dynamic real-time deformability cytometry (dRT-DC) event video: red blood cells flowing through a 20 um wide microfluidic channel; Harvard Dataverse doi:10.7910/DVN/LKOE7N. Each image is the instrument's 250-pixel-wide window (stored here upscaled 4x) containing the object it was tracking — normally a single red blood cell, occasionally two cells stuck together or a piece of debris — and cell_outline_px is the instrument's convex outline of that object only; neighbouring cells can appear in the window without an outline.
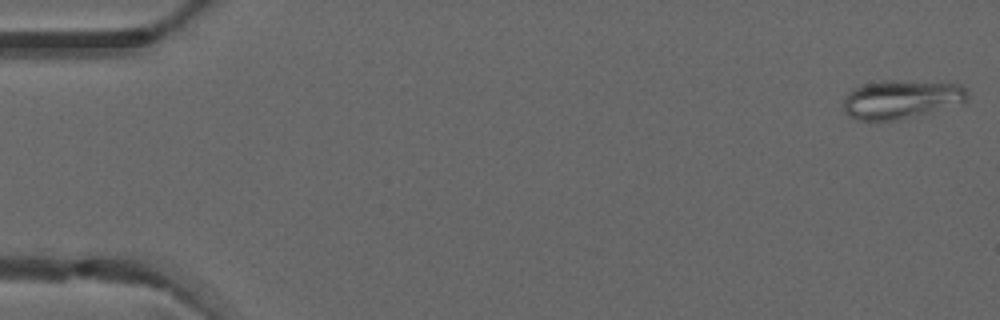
{"species": "common noctule bat (a hibernating species)", "species_latin": "Nyctalus noctula", "temperature_condition": "warm", "stored_images_in_passage": 5, "camera_frame_rate_fps": 3000, "um_per_image_px": 0.085, "animal": {"sex": "male", "forearm_length_mm": 52.5}, "frame": {"image": 1, "passage_image": 1, "time_ms": 0.0, "image_size_px": [1000, 320], "cell_outline_px": [[968, 100], [928, 112], [900, 120], [856, 120], [848, 116], [844, 112], [844, 100], [848, 92], [852, 88], [864, 84], [884, 80], [888, 80], [960, 84], [968, 88]], "centroid_in_image_um": [76.56, 8.44], "position_along_channel_um": 8.4, "area_um2": 27.74}}